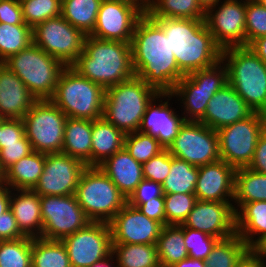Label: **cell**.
Masks as SVG:
<instances>
[{
    "label": "cell",
    "instance_id": "obj_1",
    "mask_svg": "<svg viewBox=\"0 0 266 267\" xmlns=\"http://www.w3.org/2000/svg\"><path fill=\"white\" fill-rule=\"evenodd\" d=\"M131 49L135 76L159 93H171L185 76L178 68L169 38L147 12L135 25Z\"/></svg>",
    "mask_w": 266,
    "mask_h": 267
},
{
    "label": "cell",
    "instance_id": "obj_2",
    "mask_svg": "<svg viewBox=\"0 0 266 267\" xmlns=\"http://www.w3.org/2000/svg\"><path fill=\"white\" fill-rule=\"evenodd\" d=\"M163 29L178 68L186 75L214 66L222 49L214 42L204 19L153 18Z\"/></svg>",
    "mask_w": 266,
    "mask_h": 267
},
{
    "label": "cell",
    "instance_id": "obj_3",
    "mask_svg": "<svg viewBox=\"0 0 266 267\" xmlns=\"http://www.w3.org/2000/svg\"><path fill=\"white\" fill-rule=\"evenodd\" d=\"M81 76L104 89L135 76L131 43L87 35L83 52L71 65Z\"/></svg>",
    "mask_w": 266,
    "mask_h": 267
},
{
    "label": "cell",
    "instance_id": "obj_4",
    "mask_svg": "<svg viewBox=\"0 0 266 267\" xmlns=\"http://www.w3.org/2000/svg\"><path fill=\"white\" fill-rule=\"evenodd\" d=\"M228 83L253 112L266 114V63L247 46L222 49Z\"/></svg>",
    "mask_w": 266,
    "mask_h": 267
},
{
    "label": "cell",
    "instance_id": "obj_5",
    "mask_svg": "<svg viewBox=\"0 0 266 267\" xmlns=\"http://www.w3.org/2000/svg\"><path fill=\"white\" fill-rule=\"evenodd\" d=\"M159 92L137 76L105 89L103 118L125 134L139 130L147 105Z\"/></svg>",
    "mask_w": 266,
    "mask_h": 267
},
{
    "label": "cell",
    "instance_id": "obj_6",
    "mask_svg": "<svg viewBox=\"0 0 266 267\" xmlns=\"http://www.w3.org/2000/svg\"><path fill=\"white\" fill-rule=\"evenodd\" d=\"M104 96L105 89L101 85L66 66L49 100L69 118L93 121L103 116Z\"/></svg>",
    "mask_w": 266,
    "mask_h": 267
},
{
    "label": "cell",
    "instance_id": "obj_7",
    "mask_svg": "<svg viewBox=\"0 0 266 267\" xmlns=\"http://www.w3.org/2000/svg\"><path fill=\"white\" fill-rule=\"evenodd\" d=\"M3 63L23 81L36 100H49L53 96L60 73L66 67L34 43Z\"/></svg>",
    "mask_w": 266,
    "mask_h": 267
},
{
    "label": "cell",
    "instance_id": "obj_8",
    "mask_svg": "<svg viewBox=\"0 0 266 267\" xmlns=\"http://www.w3.org/2000/svg\"><path fill=\"white\" fill-rule=\"evenodd\" d=\"M74 195L92 222L109 223L127 203L99 166H87L83 170Z\"/></svg>",
    "mask_w": 266,
    "mask_h": 267
},
{
    "label": "cell",
    "instance_id": "obj_9",
    "mask_svg": "<svg viewBox=\"0 0 266 267\" xmlns=\"http://www.w3.org/2000/svg\"><path fill=\"white\" fill-rule=\"evenodd\" d=\"M228 83L227 67L220 60L210 68L186 74L171 92L181 101L185 121L200 122L214 94Z\"/></svg>",
    "mask_w": 266,
    "mask_h": 267
},
{
    "label": "cell",
    "instance_id": "obj_10",
    "mask_svg": "<svg viewBox=\"0 0 266 267\" xmlns=\"http://www.w3.org/2000/svg\"><path fill=\"white\" fill-rule=\"evenodd\" d=\"M265 129L266 116L258 112L218 129L220 160L235 169L247 167L252 160L258 138Z\"/></svg>",
    "mask_w": 266,
    "mask_h": 267
},
{
    "label": "cell",
    "instance_id": "obj_11",
    "mask_svg": "<svg viewBox=\"0 0 266 267\" xmlns=\"http://www.w3.org/2000/svg\"><path fill=\"white\" fill-rule=\"evenodd\" d=\"M67 116L50 100H37L23 117L33 151L61 153Z\"/></svg>",
    "mask_w": 266,
    "mask_h": 267
},
{
    "label": "cell",
    "instance_id": "obj_12",
    "mask_svg": "<svg viewBox=\"0 0 266 267\" xmlns=\"http://www.w3.org/2000/svg\"><path fill=\"white\" fill-rule=\"evenodd\" d=\"M33 43L65 66H71L83 52L86 35L62 15L47 19L32 29Z\"/></svg>",
    "mask_w": 266,
    "mask_h": 267
},
{
    "label": "cell",
    "instance_id": "obj_13",
    "mask_svg": "<svg viewBox=\"0 0 266 267\" xmlns=\"http://www.w3.org/2000/svg\"><path fill=\"white\" fill-rule=\"evenodd\" d=\"M40 206L43 220L41 238L46 240L61 241L91 222L75 195L40 196Z\"/></svg>",
    "mask_w": 266,
    "mask_h": 267
},
{
    "label": "cell",
    "instance_id": "obj_14",
    "mask_svg": "<svg viewBox=\"0 0 266 267\" xmlns=\"http://www.w3.org/2000/svg\"><path fill=\"white\" fill-rule=\"evenodd\" d=\"M167 150L196 167L220 160L217 131L201 122L185 121Z\"/></svg>",
    "mask_w": 266,
    "mask_h": 267
},
{
    "label": "cell",
    "instance_id": "obj_15",
    "mask_svg": "<svg viewBox=\"0 0 266 267\" xmlns=\"http://www.w3.org/2000/svg\"><path fill=\"white\" fill-rule=\"evenodd\" d=\"M245 15L246 0H219L205 10V24L221 49L246 46Z\"/></svg>",
    "mask_w": 266,
    "mask_h": 267
},
{
    "label": "cell",
    "instance_id": "obj_16",
    "mask_svg": "<svg viewBox=\"0 0 266 267\" xmlns=\"http://www.w3.org/2000/svg\"><path fill=\"white\" fill-rule=\"evenodd\" d=\"M71 267H91L112 254L109 223L90 222L72 235L63 238Z\"/></svg>",
    "mask_w": 266,
    "mask_h": 267
},
{
    "label": "cell",
    "instance_id": "obj_17",
    "mask_svg": "<svg viewBox=\"0 0 266 267\" xmlns=\"http://www.w3.org/2000/svg\"><path fill=\"white\" fill-rule=\"evenodd\" d=\"M144 13L137 3L102 0L90 36L131 43L135 25Z\"/></svg>",
    "mask_w": 266,
    "mask_h": 267
},
{
    "label": "cell",
    "instance_id": "obj_18",
    "mask_svg": "<svg viewBox=\"0 0 266 267\" xmlns=\"http://www.w3.org/2000/svg\"><path fill=\"white\" fill-rule=\"evenodd\" d=\"M86 167L82 161L62 152L47 153L43 172L33 190L40 196L74 195Z\"/></svg>",
    "mask_w": 266,
    "mask_h": 267
},
{
    "label": "cell",
    "instance_id": "obj_19",
    "mask_svg": "<svg viewBox=\"0 0 266 267\" xmlns=\"http://www.w3.org/2000/svg\"><path fill=\"white\" fill-rule=\"evenodd\" d=\"M112 244H157L163 225L126 203L109 222Z\"/></svg>",
    "mask_w": 266,
    "mask_h": 267
},
{
    "label": "cell",
    "instance_id": "obj_20",
    "mask_svg": "<svg viewBox=\"0 0 266 267\" xmlns=\"http://www.w3.org/2000/svg\"><path fill=\"white\" fill-rule=\"evenodd\" d=\"M182 225L219 240L228 238L236 233V214L233 202L196 200Z\"/></svg>",
    "mask_w": 266,
    "mask_h": 267
},
{
    "label": "cell",
    "instance_id": "obj_21",
    "mask_svg": "<svg viewBox=\"0 0 266 267\" xmlns=\"http://www.w3.org/2000/svg\"><path fill=\"white\" fill-rule=\"evenodd\" d=\"M172 97V93H159L155 96L147 105L138 130L156 137L164 149L170 146L185 122L183 115L172 109V104L169 103Z\"/></svg>",
    "mask_w": 266,
    "mask_h": 267
},
{
    "label": "cell",
    "instance_id": "obj_22",
    "mask_svg": "<svg viewBox=\"0 0 266 267\" xmlns=\"http://www.w3.org/2000/svg\"><path fill=\"white\" fill-rule=\"evenodd\" d=\"M236 169L225 161L198 167V179L195 187L197 200L215 202H233Z\"/></svg>",
    "mask_w": 266,
    "mask_h": 267
},
{
    "label": "cell",
    "instance_id": "obj_23",
    "mask_svg": "<svg viewBox=\"0 0 266 267\" xmlns=\"http://www.w3.org/2000/svg\"><path fill=\"white\" fill-rule=\"evenodd\" d=\"M253 113L248 104L227 83L210 99L200 122L217 131L224 126L243 120Z\"/></svg>",
    "mask_w": 266,
    "mask_h": 267
},
{
    "label": "cell",
    "instance_id": "obj_24",
    "mask_svg": "<svg viewBox=\"0 0 266 267\" xmlns=\"http://www.w3.org/2000/svg\"><path fill=\"white\" fill-rule=\"evenodd\" d=\"M36 101L23 81L0 62V116L4 119H23Z\"/></svg>",
    "mask_w": 266,
    "mask_h": 267
},
{
    "label": "cell",
    "instance_id": "obj_25",
    "mask_svg": "<svg viewBox=\"0 0 266 267\" xmlns=\"http://www.w3.org/2000/svg\"><path fill=\"white\" fill-rule=\"evenodd\" d=\"M40 207V195L34 190L11 189L10 209L25 237L41 238L43 220Z\"/></svg>",
    "mask_w": 266,
    "mask_h": 267
},
{
    "label": "cell",
    "instance_id": "obj_26",
    "mask_svg": "<svg viewBox=\"0 0 266 267\" xmlns=\"http://www.w3.org/2000/svg\"><path fill=\"white\" fill-rule=\"evenodd\" d=\"M99 167L126 199L144 179L142 164L137 162L125 148L107 158Z\"/></svg>",
    "mask_w": 266,
    "mask_h": 267
},
{
    "label": "cell",
    "instance_id": "obj_27",
    "mask_svg": "<svg viewBox=\"0 0 266 267\" xmlns=\"http://www.w3.org/2000/svg\"><path fill=\"white\" fill-rule=\"evenodd\" d=\"M62 153L92 166V120L67 118Z\"/></svg>",
    "mask_w": 266,
    "mask_h": 267
},
{
    "label": "cell",
    "instance_id": "obj_28",
    "mask_svg": "<svg viewBox=\"0 0 266 267\" xmlns=\"http://www.w3.org/2000/svg\"><path fill=\"white\" fill-rule=\"evenodd\" d=\"M125 133L103 117L92 121V166H99L107 158L124 148Z\"/></svg>",
    "mask_w": 266,
    "mask_h": 267
},
{
    "label": "cell",
    "instance_id": "obj_29",
    "mask_svg": "<svg viewBox=\"0 0 266 267\" xmlns=\"http://www.w3.org/2000/svg\"><path fill=\"white\" fill-rule=\"evenodd\" d=\"M235 214L236 233L252 248L266 235V201L245 203Z\"/></svg>",
    "mask_w": 266,
    "mask_h": 267
},
{
    "label": "cell",
    "instance_id": "obj_30",
    "mask_svg": "<svg viewBox=\"0 0 266 267\" xmlns=\"http://www.w3.org/2000/svg\"><path fill=\"white\" fill-rule=\"evenodd\" d=\"M45 153L33 151L4 172V183L10 189L33 190L43 172Z\"/></svg>",
    "mask_w": 266,
    "mask_h": 267
},
{
    "label": "cell",
    "instance_id": "obj_31",
    "mask_svg": "<svg viewBox=\"0 0 266 267\" xmlns=\"http://www.w3.org/2000/svg\"><path fill=\"white\" fill-rule=\"evenodd\" d=\"M266 201V174L247 167L235 171L233 208L235 213L245 204ZM236 206V207H235Z\"/></svg>",
    "mask_w": 266,
    "mask_h": 267
},
{
    "label": "cell",
    "instance_id": "obj_32",
    "mask_svg": "<svg viewBox=\"0 0 266 267\" xmlns=\"http://www.w3.org/2000/svg\"><path fill=\"white\" fill-rule=\"evenodd\" d=\"M156 245L161 267H170L188 257L182 224L163 226Z\"/></svg>",
    "mask_w": 266,
    "mask_h": 267
},
{
    "label": "cell",
    "instance_id": "obj_33",
    "mask_svg": "<svg viewBox=\"0 0 266 267\" xmlns=\"http://www.w3.org/2000/svg\"><path fill=\"white\" fill-rule=\"evenodd\" d=\"M119 267H161L156 244H112Z\"/></svg>",
    "mask_w": 266,
    "mask_h": 267
},
{
    "label": "cell",
    "instance_id": "obj_34",
    "mask_svg": "<svg viewBox=\"0 0 266 267\" xmlns=\"http://www.w3.org/2000/svg\"><path fill=\"white\" fill-rule=\"evenodd\" d=\"M102 0H62L61 15L86 36L94 30Z\"/></svg>",
    "mask_w": 266,
    "mask_h": 267
},
{
    "label": "cell",
    "instance_id": "obj_35",
    "mask_svg": "<svg viewBox=\"0 0 266 267\" xmlns=\"http://www.w3.org/2000/svg\"><path fill=\"white\" fill-rule=\"evenodd\" d=\"M146 12L152 18H205V10L197 0H151Z\"/></svg>",
    "mask_w": 266,
    "mask_h": 267
},
{
    "label": "cell",
    "instance_id": "obj_36",
    "mask_svg": "<svg viewBox=\"0 0 266 267\" xmlns=\"http://www.w3.org/2000/svg\"><path fill=\"white\" fill-rule=\"evenodd\" d=\"M198 179V167L171 155V167L162 183L164 194H194Z\"/></svg>",
    "mask_w": 266,
    "mask_h": 267
},
{
    "label": "cell",
    "instance_id": "obj_37",
    "mask_svg": "<svg viewBox=\"0 0 266 267\" xmlns=\"http://www.w3.org/2000/svg\"><path fill=\"white\" fill-rule=\"evenodd\" d=\"M31 267H71L65 245L60 240L32 238Z\"/></svg>",
    "mask_w": 266,
    "mask_h": 267
},
{
    "label": "cell",
    "instance_id": "obj_38",
    "mask_svg": "<svg viewBox=\"0 0 266 267\" xmlns=\"http://www.w3.org/2000/svg\"><path fill=\"white\" fill-rule=\"evenodd\" d=\"M33 43L32 28L27 24L0 22V62L19 53Z\"/></svg>",
    "mask_w": 266,
    "mask_h": 267
},
{
    "label": "cell",
    "instance_id": "obj_39",
    "mask_svg": "<svg viewBox=\"0 0 266 267\" xmlns=\"http://www.w3.org/2000/svg\"><path fill=\"white\" fill-rule=\"evenodd\" d=\"M249 249L248 245L234 235L218 240L205 260L207 267H234L241 256Z\"/></svg>",
    "mask_w": 266,
    "mask_h": 267
},
{
    "label": "cell",
    "instance_id": "obj_40",
    "mask_svg": "<svg viewBox=\"0 0 266 267\" xmlns=\"http://www.w3.org/2000/svg\"><path fill=\"white\" fill-rule=\"evenodd\" d=\"M32 238L0 241V267H31Z\"/></svg>",
    "mask_w": 266,
    "mask_h": 267
},
{
    "label": "cell",
    "instance_id": "obj_41",
    "mask_svg": "<svg viewBox=\"0 0 266 267\" xmlns=\"http://www.w3.org/2000/svg\"><path fill=\"white\" fill-rule=\"evenodd\" d=\"M124 148L139 163L143 164L164 150L156 137L139 131L125 135Z\"/></svg>",
    "mask_w": 266,
    "mask_h": 267
},
{
    "label": "cell",
    "instance_id": "obj_42",
    "mask_svg": "<svg viewBox=\"0 0 266 267\" xmlns=\"http://www.w3.org/2000/svg\"><path fill=\"white\" fill-rule=\"evenodd\" d=\"M24 22L32 29L47 19L61 15L62 0H19Z\"/></svg>",
    "mask_w": 266,
    "mask_h": 267
},
{
    "label": "cell",
    "instance_id": "obj_43",
    "mask_svg": "<svg viewBox=\"0 0 266 267\" xmlns=\"http://www.w3.org/2000/svg\"><path fill=\"white\" fill-rule=\"evenodd\" d=\"M196 200L195 194H164L166 225L183 224Z\"/></svg>",
    "mask_w": 266,
    "mask_h": 267
},
{
    "label": "cell",
    "instance_id": "obj_44",
    "mask_svg": "<svg viewBox=\"0 0 266 267\" xmlns=\"http://www.w3.org/2000/svg\"><path fill=\"white\" fill-rule=\"evenodd\" d=\"M246 46L266 36V8L256 0H246Z\"/></svg>",
    "mask_w": 266,
    "mask_h": 267
},
{
    "label": "cell",
    "instance_id": "obj_45",
    "mask_svg": "<svg viewBox=\"0 0 266 267\" xmlns=\"http://www.w3.org/2000/svg\"><path fill=\"white\" fill-rule=\"evenodd\" d=\"M184 242L188 257L206 260L215 243L219 240L199 230L183 226Z\"/></svg>",
    "mask_w": 266,
    "mask_h": 267
},
{
    "label": "cell",
    "instance_id": "obj_46",
    "mask_svg": "<svg viewBox=\"0 0 266 267\" xmlns=\"http://www.w3.org/2000/svg\"><path fill=\"white\" fill-rule=\"evenodd\" d=\"M171 167V154L164 149L158 155L142 164L143 177L145 180L162 184L168 176Z\"/></svg>",
    "mask_w": 266,
    "mask_h": 267
},
{
    "label": "cell",
    "instance_id": "obj_47",
    "mask_svg": "<svg viewBox=\"0 0 266 267\" xmlns=\"http://www.w3.org/2000/svg\"><path fill=\"white\" fill-rule=\"evenodd\" d=\"M32 152V145L26 135L19 143L4 144V147L0 150L1 169L5 172L14 163Z\"/></svg>",
    "mask_w": 266,
    "mask_h": 267
},
{
    "label": "cell",
    "instance_id": "obj_48",
    "mask_svg": "<svg viewBox=\"0 0 266 267\" xmlns=\"http://www.w3.org/2000/svg\"><path fill=\"white\" fill-rule=\"evenodd\" d=\"M24 136L23 119H3L0 124V150L4 144L19 143Z\"/></svg>",
    "mask_w": 266,
    "mask_h": 267
},
{
    "label": "cell",
    "instance_id": "obj_49",
    "mask_svg": "<svg viewBox=\"0 0 266 267\" xmlns=\"http://www.w3.org/2000/svg\"><path fill=\"white\" fill-rule=\"evenodd\" d=\"M156 197H164L162 184L143 179L127 199V203L143 204L147 200H153Z\"/></svg>",
    "mask_w": 266,
    "mask_h": 267
},
{
    "label": "cell",
    "instance_id": "obj_50",
    "mask_svg": "<svg viewBox=\"0 0 266 267\" xmlns=\"http://www.w3.org/2000/svg\"><path fill=\"white\" fill-rule=\"evenodd\" d=\"M0 22L10 25L26 24L19 0H0Z\"/></svg>",
    "mask_w": 266,
    "mask_h": 267
},
{
    "label": "cell",
    "instance_id": "obj_51",
    "mask_svg": "<svg viewBox=\"0 0 266 267\" xmlns=\"http://www.w3.org/2000/svg\"><path fill=\"white\" fill-rule=\"evenodd\" d=\"M129 205L138 208L148 218L161 223L163 226L166 225L164 197H156L153 200H147L143 204Z\"/></svg>",
    "mask_w": 266,
    "mask_h": 267
},
{
    "label": "cell",
    "instance_id": "obj_52",
    "mask_svg": "<svg viewBox=\"0 0 266 267\" xmlns=\"http://www.w3.org/2000/svg\"><path fill=\"white\" fill-rule=\"evenodd\" d=\"M25 237L17 226L12 210L0 214V241L16 240Z\"/></svg>",
    "mask_w": 266,
    "mask_h": 267
},
{
    "label": "cell",
    "instance_id": "obj_53",
    "mask_svg": "<svg viewBox=\"0 0 266 267\" xmlns=\"http://www.w3.org/2000/svg\"><path fill=\"white\" fill-rule=\"evenodd\" d=\"M247 168L266 174V129L258 138L255 152Z\"/></svg>",
    "mask_w": 266,
    "mask_h": 267
},
{
    "label": "cell",
    "instance_id": "obj_54",
    "mask_svg": "<svg viewBox=\"0 0 266 267\" xmlns=\"http://www.w3.org/2000/svg\"><path fill=\"white\" fill-rule=\"evenodd\" d=\"M234 267H263L260 256L249 248L237 261Z\"/></svg>",
    "mask_w": 266,
    "mask_h": 267
},
{
    "label": "cell",
    "instance_id": "obj_55",
    "mask_svg": "<svg viewBox=\"0 0 266 267\" xmlns=\"http://www.w3.org/2000/svg\"><path fill=\"white\" fill-rule=\"evenodd\" d=\"M248 48L266 63V36L255 39Z\"/></svg>",
    "mask_w": 266,
    "mask_h": 267
},
{
    "label": "cell",
    "instance_id": "obj_56",
    "mask_svg": "<svg viewBox=\"0 0 266 267\" xmlns=\"http://www.w3.org/2000/svg\"><path fill=\"white\" fill-rule=\"evenodd\" d=\"M10 191L5 183L0 184V214L10 208Z\"/></svg>",
    "mask_w": 266,
    "mask_h": 267
},
{
    "label": "cell",
    "instance_id": "obj_57",
    "mask_svg": "<svg viewBox=\"0 0 266 267\" xmlns=\"http://www.w3.org/2000/svg\"><path fill=\"white\" fill-rule=\"evenodd\" d=\"M170 267H207V266L204 260L187 257L186 259L181 260Z\"/></svg>",
    "mask_w": 266,
    "mask_h": 267
},
{
    "label": "cell",
    "instance_id": "obj_58",
    "mask_svg": "<svg viewBox=\"0 0 266 267\" xmlns=\"http://www.w3.org/2000/svg\"><path fill=\"white\" fill-rule=\"evenodd\" d=\"M116 262V263H115ZM91 267H119L113 254L105 259L95 262Z\"/></svg>",
    "mask_w": 266,
    "mask_h": 267
},
{
    "label": "cell",
    "instance_id": "obj_59",
    "mask_svg": "<svg viewBox=\"0 0 266 267\" xmlns=\"http://www.w3.org/2000/svg\"><path fill=\"white\" fill-rule=\"evenodd\" d=\"M252 249L259 255V256H266V235L261 238L253 247Z\"/></svg>",
    "mask_w": 266,
    "mask_h": 267
},
{
    "label": "cell",
    "instance_id": "obj_60",
    "mask_svg": "<svg viewBox=\"0 0 266 267\" xmlns=\"http://www.w3.org/2000/svg\"><path fill=\"white\" fill-rule=\"evenodd\" d=\"M201 7L206 10L211 6H214L219 0H197Z\"/></svg>",
    "mask_w": 266,
    "mask_h": 267
},
{
    "label": "cell",
    "instance_id": "obj_61",
    "mask_svg": "<svg viewBox=\"0 0 266 267\" xmlns=\"http://www.w3.org/2000/svg\"><path fill=\"white\" fill-rule=\"evenodd\" d=\"M108 1H123L126 3H137L145 12L147 4L143 0H108Z\"/></svg>",
    "mask_w": 266,
    "mask_h": 267
},
{
    "label": "cell",
    "instance_id": "obj_62",
    "mask_svg": "<svg viewBox=\"0 0 266 267\" xmlns=\"http://www.w3.org/2000/svg\"><path fill=\"white\" fill-rule=\"evenodd\" d=\"M4 183V171L0 167V184Z\"/></svg>",
    "mask_w": 266,
    "mask_h": 267
},
{
    "label": "cell",
    "instance_id": "obj_63",
    "mask_svg": "<svg viewBox=\"0 0 266 267\" xmlns=\"http://www.w3.org/2000/svg\"><path fill=\"white\" fill-rule=\"evenodd\" d=\"M260 258H261V261H262V266L263 267H266V256H260Z\"/></svg>",
    "mask_w": 266,
    "mask_h": 267
},
{
    "label": "cell",
    "instance_id": "obj_64",
    "mask_svg": "<svg viewBox=\"0 0 266 267\" xmlns=\"http://www.w3.org/2000/svg\"><path fill=\"white\" fill-rule=\"evenodd\" d=\"M260 5L266 8V0H256Z\"/></svg>",
    "mask_w": 266,
    "mask_h": 267
},
{
    "label": "cell",
    "instance_id": "obj_65",
    "mask_svg": "<svg viewBox=\"0 0 266 267\" xmlns=\"http://www.w3.org/2000/svg\"><path fill=\"white\" fill-rule=\"evenodd\" d=\"M147 5L151 0H143Z\"/></svg>",
    "mask_w": 266,
    "mask_h": 267
},
{
    "label": "cell",
    "instance_id": "obj_66",
    "mask_svg": "<svg viewBox=\"0 0 266 267\" xmlns=\"http://www.w3.org/2000/svg\"><path fill=\"white\" fill-rule=\"evenodd\" d=\"M3 119H4V118L0 116V124H1V122H2Z\"/></svg>",
    "mask_w": 266,
    "mask_h": 267
}]
</instances>
